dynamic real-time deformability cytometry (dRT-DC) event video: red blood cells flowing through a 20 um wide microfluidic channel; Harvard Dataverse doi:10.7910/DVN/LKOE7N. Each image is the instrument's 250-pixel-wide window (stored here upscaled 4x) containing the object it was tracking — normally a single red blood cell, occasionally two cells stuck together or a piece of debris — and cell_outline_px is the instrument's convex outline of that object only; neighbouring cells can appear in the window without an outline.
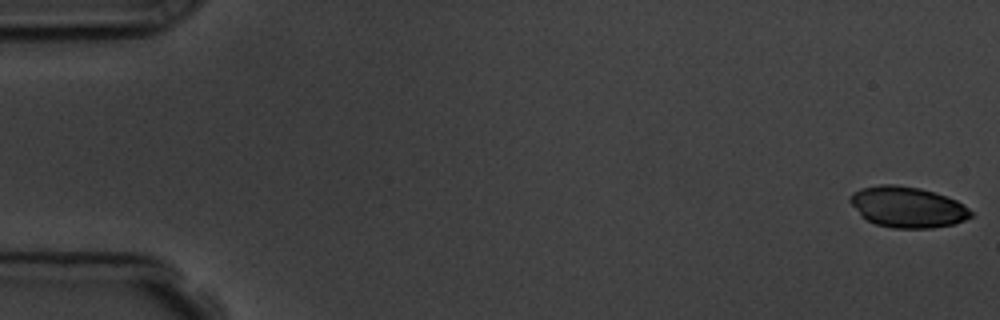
{"species": "common noctule bat (a hibernating species)", "species_latin": "Nyctalus noctula", "temperature_condition": "room temperature", "stored_images_in_passage": 6, "camera_frame_rate_fps": 3000, "um_per_image_px": 0.085, "animal": {"sex": "male", "body_mass_g": 19.5, "forearm_length_mm": 54.6}, "frame": {"image": 1, "passage_image": 1, "time_ms": 0.0, "image_size_px": [1000, 320], "cell_outline_px": [[972, 216], [964, 220], [952, 224], [932, 228], [892, 228], [876, 224], [860, 216], [848, 200], [852, 192], [860, 188], [880, 184], [896, 184], [920, 188], [948, 196], [964, 204], [972, 212]], "centroid_in_image_um": [77.11, 17.59], "position_along_channel_um": 7.9, "area_um2": 28.96}}
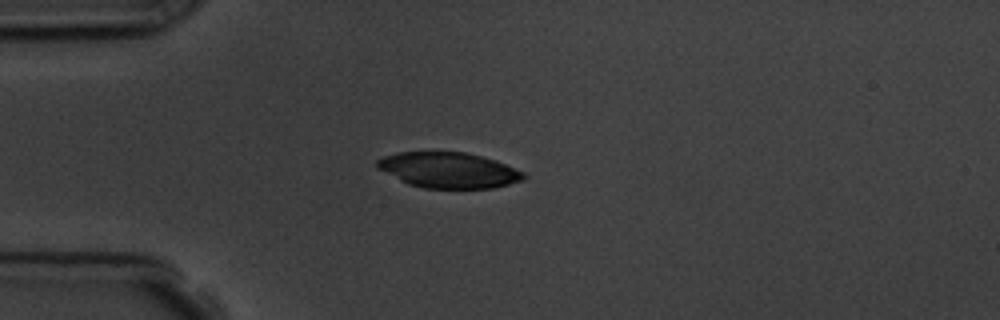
{"frame": {"image": 2, "passage_image": 5, "time_ms": 4.667, "image_size_px": [1000, 320], "cell_outline_px": [[528, 176], [524, 180], [492, 188], [424, 188], [408, 184], [376, 168], [376, 160], [384, 156], [396, 152], [464, 152], [496, 160], [524, 172]], "centroid_in_image_um": [38.13, 14.46], "position_along_channel_um": 46.9, "area_um2": 30.4}}